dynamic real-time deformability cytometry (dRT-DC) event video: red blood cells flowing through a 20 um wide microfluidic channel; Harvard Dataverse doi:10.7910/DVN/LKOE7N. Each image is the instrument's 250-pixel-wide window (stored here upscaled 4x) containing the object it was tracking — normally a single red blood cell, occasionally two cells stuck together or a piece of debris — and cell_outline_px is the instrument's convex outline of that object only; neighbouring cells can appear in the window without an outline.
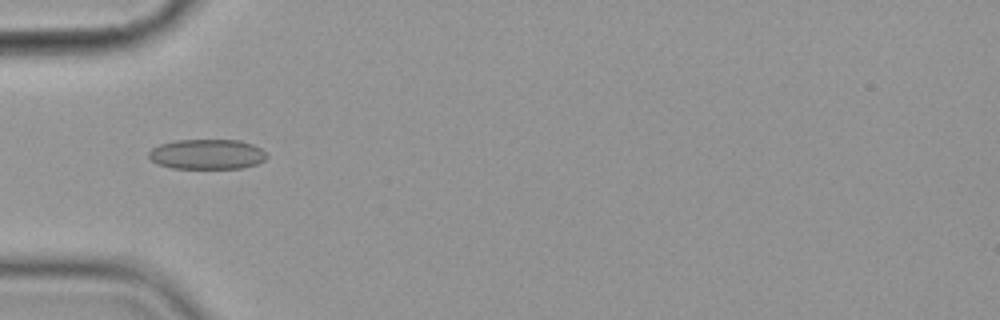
{"species": "common noctule bat (a hibernating species)", "species_latin": "Nyctalus noctula", "temperature_condition": "cold", "stored_images_in_passage": 8, "camera_frame_rate_fps": 3000, "um_per_image_px": 0.085, "animal": {"sex": "female", "body_mass_g": 19.9}, "frame": {"image": 1, "passage_image": 6, "time_ms": 5.667, "image_size_px": [1000, 320], "cell_outline_px": [[268, 156], [264, 160], [256, 164], [244, 168], [172, 168], [156, 164], [148, 156], [148, 152], [152, 148], [160, 144], [176, 140], [240, 140], [252, 144], [260, 148]], "centroid_in_image_um": [17.58, 13.11], "position_along_channel_um": 67.4, "area_um2": 20.69}}
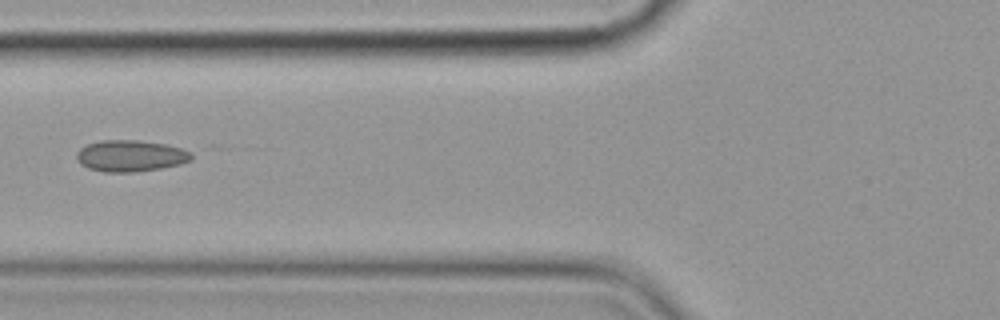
{"frame": {"image": 2, "passage_image": 7, "time_ms": 7.0, "image_size_px": [1000, 320], "cell_outline_px": [[192, 160], [180, 164], [160, 168], [132, 172], [104, 172], [88, 168], [80, 164], [76, 160], [76, 152], [80, 148], [88, 144], [100, 140], [136, 140], [164, 144], [180, 148], [192, 152]], "centroid_in_image_um": [11.06, 13.25], "position_along_channel_um": 114.7, "area_um2": 21.04}}
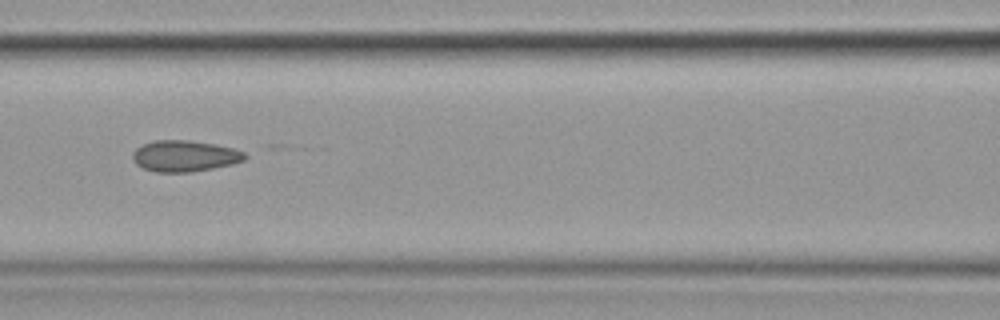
{"frame": {"image": 3, "passage_image": 8, "time_ms": 8.0, "image_size_px": [1000, 320], "cell_outline_px": [[248, 156], [244, 160], [232, 164], [192, 172], [156, 172], [144, 168], [136, 164], [132, 160], [132, 152], [136, 148], [144, 144], [156, 140], [188, 140], [216, 144], [232, 148], [244, 152]], "centroid_in_image_um": [15.69, 13.26], "position_along_channel_um": 150.9, "area_um2": 20.4}}